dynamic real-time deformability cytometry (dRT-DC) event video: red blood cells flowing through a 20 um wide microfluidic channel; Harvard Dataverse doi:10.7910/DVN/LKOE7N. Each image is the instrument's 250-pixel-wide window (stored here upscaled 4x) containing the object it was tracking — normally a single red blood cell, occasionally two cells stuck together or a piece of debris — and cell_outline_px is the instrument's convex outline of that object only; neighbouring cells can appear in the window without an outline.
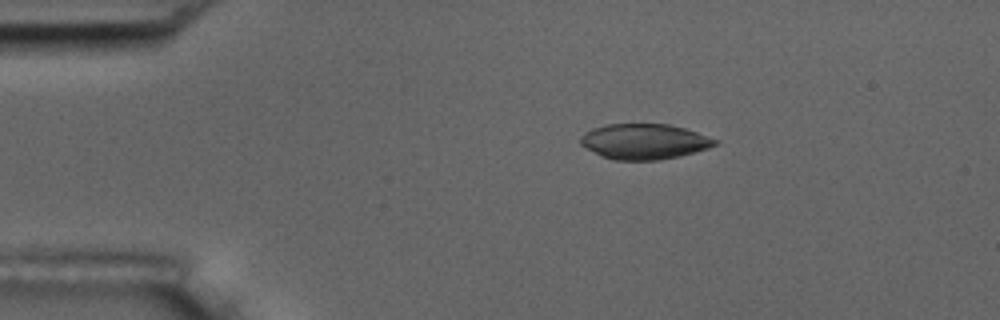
{"species": "common noctule bat (a hibernating species)", "species_latin": "Nyctalus noctula", "temperature_condition": "room temperature", "stored_images_in_passage": 5, "camera_frame_rate_fps": 3000, "um_per_image_px": 0.085, "animal": {"sex": "male", "body_mass_g": 17.5, "forearm_length_mm": 52.3}, "frame": {"image": 1, "passage_image": 3, "time_ms": 2.333, "image_size_px": [1000, 320], "cell_outline_px": [[720, 144], [708, 148], [680, 156], [660, 160], [612, 160], [600, 156], [580, 144], [580, 136], [584, 132], [592, 128], [604, 124], [668, 124], [684, 128], [720, 140]], "centroid_in_image_um": [54.76, 12.03], "position_along_channel_um": 30.2, "area_um2": 28.03}}